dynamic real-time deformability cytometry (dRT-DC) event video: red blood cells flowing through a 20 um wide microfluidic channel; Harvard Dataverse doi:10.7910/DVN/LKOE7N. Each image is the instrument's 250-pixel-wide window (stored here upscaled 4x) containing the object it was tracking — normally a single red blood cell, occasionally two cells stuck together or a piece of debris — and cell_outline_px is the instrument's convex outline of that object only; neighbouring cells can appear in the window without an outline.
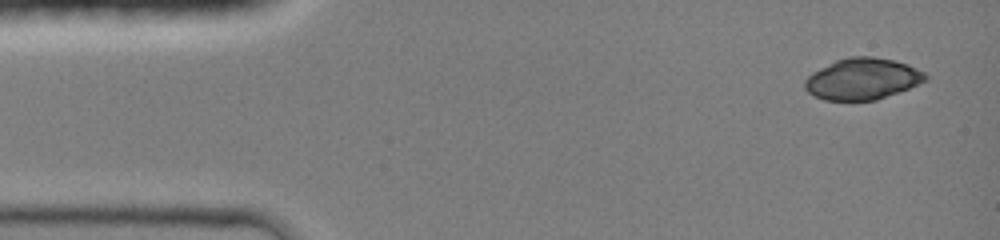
{"species": "common noctule bat (a hibernating species)", "species_latin": "Nyctalus noctula", "temperature_condition": "room temperature", "stored_images_in_passage": 6, "camera_frame_rate_fps": 3000, "um_per_image_px": 0.085, "animal": {"sex": "female", "body_mass_g": 19.0, "forearm_length_mm": 51.5}, "frame": {"image": 1, "passage_image": 1, "time_ms": 0.0, "image_size_px": [1000, 240], "cell_outline_px": [[928, 80], [908, 88], [876, 100], [824, 100], [808, 92], [804, 88], [804, 80], [812, 72], [836, 60], [848, 56], [872, 56], [896, 60], [908, 64], [924, 72], [928, 76]], "centroid_in_image_um": [73.31, 6.69], "position_along_channel_um": 11.7, "area_um2": 29.13}}